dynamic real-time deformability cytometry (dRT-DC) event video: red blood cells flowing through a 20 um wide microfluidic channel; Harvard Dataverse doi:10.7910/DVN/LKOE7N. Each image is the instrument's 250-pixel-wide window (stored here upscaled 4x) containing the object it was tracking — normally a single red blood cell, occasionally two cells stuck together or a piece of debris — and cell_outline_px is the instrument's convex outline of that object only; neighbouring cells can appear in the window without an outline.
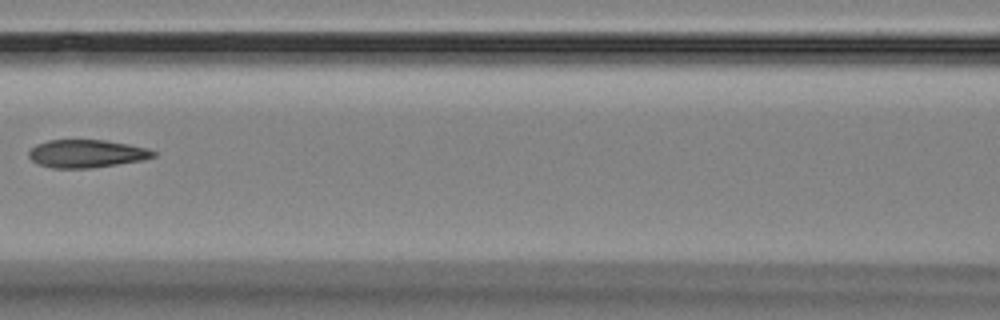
{"species": "Egyptian fruit bat (a non-hibernating species)", "species_latin": "Rousettus aegyptiacus", "temperature_condition": "room temperature", "stored_images_in_passage": 16, "camera_frame_rate_fps": 3000, "um_per_image_px": 0.085, "animal": {"sex": "female"}, "frame": {"image": 1, "passage_image": 7, "time_ms": 7.333, "image_size_px": [1000, 320], "cell_outline_px": [[156, 156], [144, 160], [92, 168], [52, 168], [40, 164], [32, 160], [28, 156], [28, 152], [36, 144], [48, 140], [104, 140], [128, 144], [148, 148], [156, 152]], "centroid_in_image_um": [7.38, 13.06], "position_along_channel_um": 159.2, "area_um2": 20.29}}
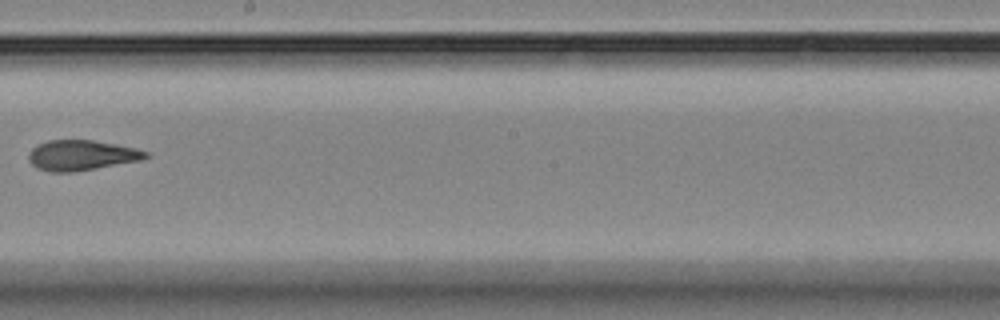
{"frame": {"image": 2, "passage_image": 9, "time_ms": 9.667, "image_size_px": [1000, 320], "cell_outline_px": [[148, 156], [140, 160], [72, 172], [52, 172], [36, 168], [28, 160], [28, 156], [32, 148], [48, 140], [92, 140], [136, 148], [148, 152]], "centroid_in_image_um": [6.89, 13.2], "position_along_channel_um": 241.3, "area_um2": 20.35}}
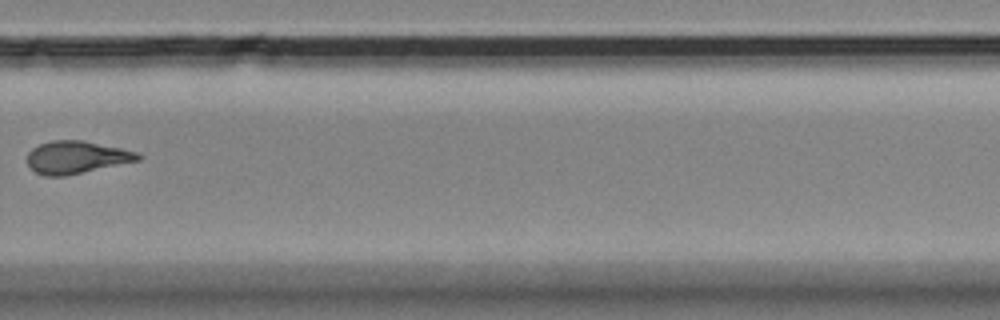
{"frame": {"image": 3, "passage_image": 11, "time_ms": 12.0, "image_size_px": [1000, 320], "cell_outline_px": [[144, 156], [140, 160], [64, 176], [44, 176], [28, 168], [28, 152], [32, 148], [40, 144], [52, 140], [84, 140], [120, 148], [136, 152]], "centroid_in_image_um": [6.48, 13.37], "position_along_channel_um": 323.3, "area_um2": 20.98}, "authors_computed_cell_mechanics": {"area_um2": 21.5016, "velocity_mm_per_s": 3.5446, "shape_relaxation_time_tau1_ms": 7.8503, "shape_relaxation_time_tau2_ms": 2.4074, "deformation_change_tau1": 0.223, "deformation_change_tau2": 0.1097}}